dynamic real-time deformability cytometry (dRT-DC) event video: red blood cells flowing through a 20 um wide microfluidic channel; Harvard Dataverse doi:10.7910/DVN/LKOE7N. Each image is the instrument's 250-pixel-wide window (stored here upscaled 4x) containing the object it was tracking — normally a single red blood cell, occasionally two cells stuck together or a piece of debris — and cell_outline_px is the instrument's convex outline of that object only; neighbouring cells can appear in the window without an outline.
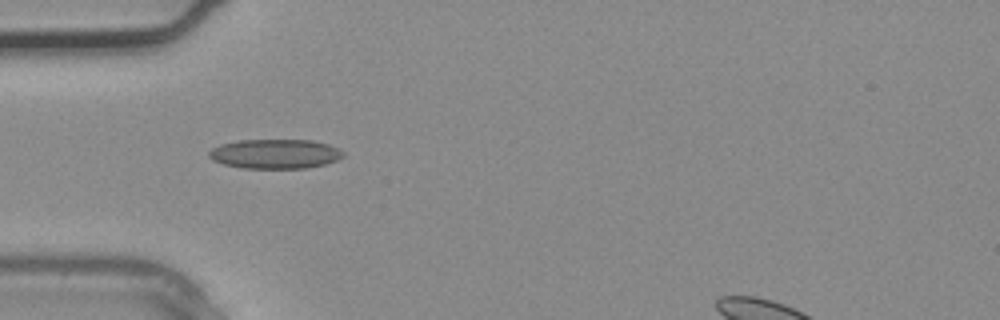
{"species": "common noctule bat (a hibernating species)", "species_latin": "Nyctalus noctula", "temperature_condition": "warm", "stored_images_in_passage": 1, "camera_frame_rate_fps": 3000, "um_per_image_px": 0.085, "animal": {"sex": "male", "body_mass_g": 20.4}, "frame": {"image": 1, "passage_image": 1, "time_ms": 0.0, "image_size_px": [1000, 320], "cell_outline_px": [[344, 156], [336, 160], [324, 164], [308, 168], [240, 168], [224, 164], [212, 160], [208, 156], [208, 152], [212, 148], [220, 144], [240, 140], [312, 140], [328, 144], [344, 152]], "centroid_in_image_um": [23.36, 13.08], "position_along_channel_um": 61.6, "area_um2": 23.06}}